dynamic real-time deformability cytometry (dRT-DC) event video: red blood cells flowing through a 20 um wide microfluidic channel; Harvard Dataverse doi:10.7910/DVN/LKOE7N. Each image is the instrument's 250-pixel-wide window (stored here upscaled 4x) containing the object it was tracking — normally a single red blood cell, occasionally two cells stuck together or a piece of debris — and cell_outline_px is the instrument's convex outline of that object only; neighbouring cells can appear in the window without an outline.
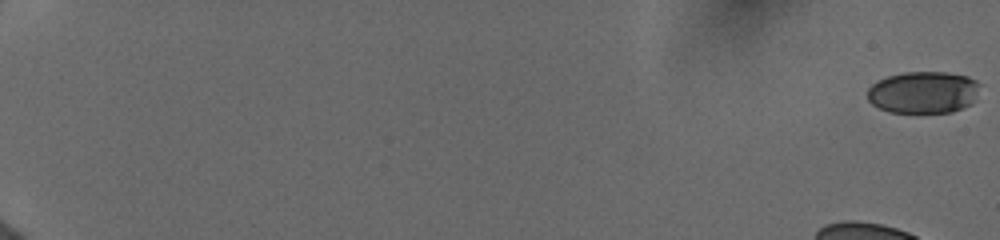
{"species": "human", "species_latin": "Homo sapiens", "temperature_condition": "cold", "stored_images_in_passage": 20, "camera_frame_rate_fps": 3000, "um_per_image_px": 0.085, "donor": {"sex": "female"}, "frame": {"image": 1, "passage_image": 1, "time_ms": 0.0, "image_size_px": [1000, 240], "cell_outline_px": [[980, 84], [972, 104], [952, 112], [892, 112], [880, 108], [872, 104], [868, 100], [868, 88], [876, 80], [888, 76], [904, 72], [948, 72], [968, 76], [976, 80]], "centroid_in_image_um": [78.49, 7.83], "position_along_channel_um": 6.5, "area_um2": 27.57}}